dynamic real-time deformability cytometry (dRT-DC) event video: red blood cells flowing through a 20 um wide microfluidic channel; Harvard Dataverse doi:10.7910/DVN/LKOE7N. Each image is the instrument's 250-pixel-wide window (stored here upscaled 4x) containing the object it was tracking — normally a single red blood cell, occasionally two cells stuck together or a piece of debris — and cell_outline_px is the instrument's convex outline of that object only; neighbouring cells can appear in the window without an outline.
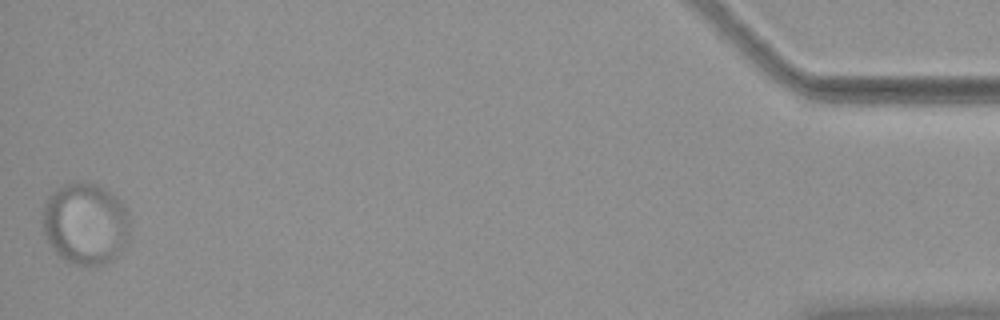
{"species": "common noctule bat (a hibernating species)", "species_latin": "Nyctalus noctula", "temperature_condition": "warm", "stored_images_in_passage": 40, "camera_frame_rate_fps": 3000, "um_per_image_px": 0.085, "animal": {"sex": "female", "body_mass_g": 19.9}, "frame": {"image": 1, "passage_image": 40, "time_ms": 13.0, "image_size_px": [1000, 320], "cell_outline_px": [[128, 244], [112, 260], [104, 264], [92, 268], [76, 264], [60, 256], [48, 240], [44, 232], [44, 208], [48, 196], [56, 188], [64, 184], [76, 180], [96, 184], [104, 188], [116, 196], [124, 204], [128, 212]], "centroid_in_image_um": [7.3, 19.0], "position_along_channel_um": 427.9, "area_um2": 41.73}}